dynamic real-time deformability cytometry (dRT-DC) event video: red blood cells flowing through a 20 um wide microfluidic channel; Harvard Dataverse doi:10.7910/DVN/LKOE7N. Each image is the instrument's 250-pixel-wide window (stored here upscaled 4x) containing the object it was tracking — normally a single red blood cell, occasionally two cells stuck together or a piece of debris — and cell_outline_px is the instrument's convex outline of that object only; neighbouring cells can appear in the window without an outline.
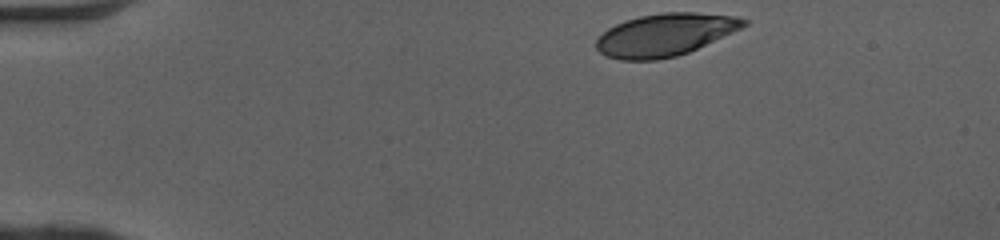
{"species": "human", "species_latin": "Homo sapiens", "temperature_condition": "cold", "stored_images_in_passage": 37, "camera_frame_rate_fps": 3000, "um_per_image_px": 0.085, "donor": {"sex": "female"}, "frame": {"image": 1, "passage_image": 1, "time_ms": 0.0, "image_size_px": [1000, 240], "cell_outline_px": [[748, 24], [732, 32], [688, 52], [676, 56], [656, 60], [620, 60], [604, 56], [596, 48], [596, 40], [608, 28], [616, 24], [640, 16], [664, 12], [696, 12], [736, 16], [748, 20]], "centroid_in_image_um": [56.51, 2.96], "position_along_channel_um": 28.5, "area_um2": 36.24}}
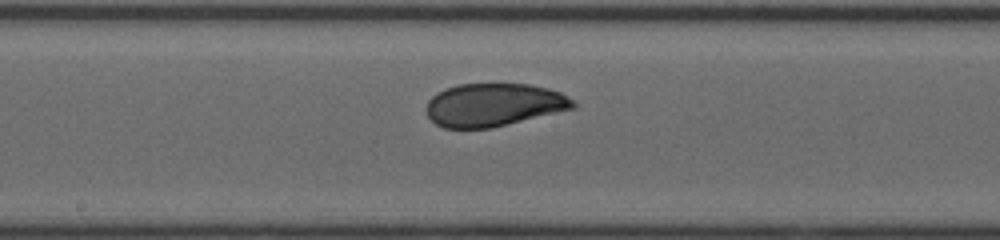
{"frame": {"image": 2, "passage_image": 20, "time_ms": 6.333, "image_size_px": [1000, 240], "cell_outline_px": [[576, 108], [492, 128], [444, 128], [436, 124], [428, 116], [424, 108], [428, 100], [436, 92], [444, 88], [456, 84], [528, 84], [548, 88], [560, 92], [572, 100], [576, 104]], "centroid_in_image_um": [41.94, 8.91], "position_along_channel_um": 206.3, "area_um2": 37.05}}
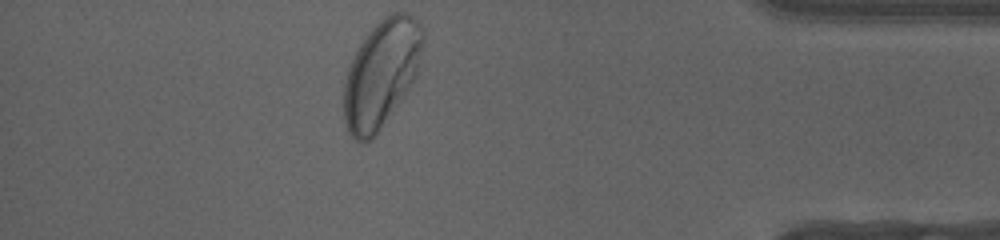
{"frame": {"image": 3, "passage_image": 37, "time_ms": 12.0, "image_size_px": [1000, 240], "cell_outline_px": [[424, 40], [416, 76], [404, 96], [372, 140], [364, 144], [356, 140], [348, 132], [344, 120], [344, 80], [348, 68], [360, 44], [368, 32], [384, 16], [392, 12], [404, 12], [412, 16], [424, 28]], "centroid_in_image_um": [32.42, 6.27], "position_along_channel_um": 402.8, "area_um2": 49.48}, "authors_computed_cell_mechanics": {"area_um2": 38.3214, "velocity_mm_per_s": 4.0659, "shape_relaxation_time_tau1_ms": 3.4734, "shape_relaxation_time_tau2_ms": 0.8371, "deformation_change_tau1": 0.1593, "deformation_change_tau2": 0.0444}}